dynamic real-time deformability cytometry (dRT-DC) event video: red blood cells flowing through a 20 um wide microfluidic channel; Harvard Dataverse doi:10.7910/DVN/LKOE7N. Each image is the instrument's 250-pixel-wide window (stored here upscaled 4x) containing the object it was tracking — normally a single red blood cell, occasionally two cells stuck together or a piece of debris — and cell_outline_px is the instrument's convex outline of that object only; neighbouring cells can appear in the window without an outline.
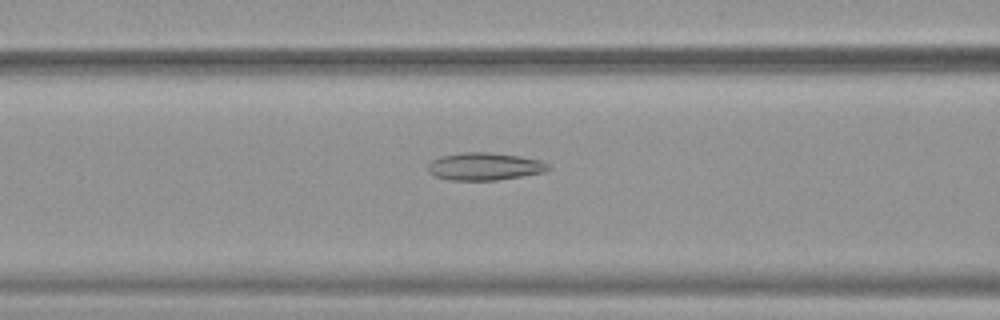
{"species": "common noctule bat (a hibernating species)", "species_latin": "Nyctalus noctula", "temperature_condition": "warm", "stored_images_in_passage": 30, "camera_frame_rate_fps": 3000, "um_per_image_px": 0.085, "animal": {"sex": "female", "body_mass_g": 19.9}, "frame": {"image": 1, "passage_image": 12, "time_ms": 3.667, "image_size_px": [1000, 320], "cell_outline_px": [[548, 168], [544, 172], [496, 180], [448, 180], [436, 176], [428, 172], [428, 164], [432, 160], [440, 156], [460, 152], [488, 152], [520, 156], [540, 160], [548, 164]], "centroid_in_image_um": [41.14, 14.14], "position_along_channel_um": 125.5, "area_um2": 19.25}}
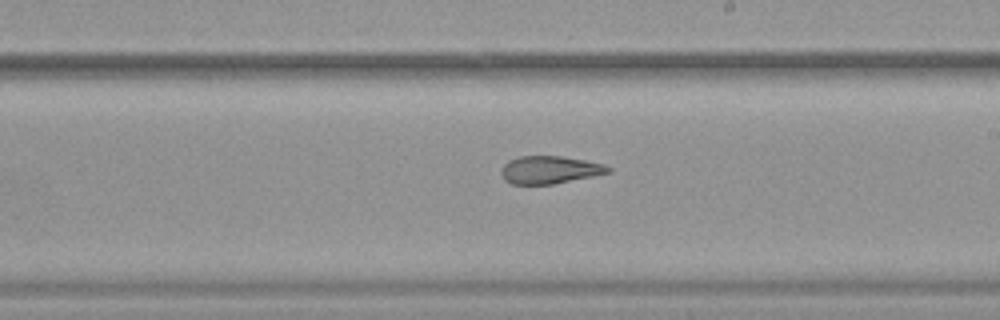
{"frame": {"image": 2, "passage_image": 21, "time_ms": 6.667, "image_size_px": [1000, 320], "cell_outline_px": [[612, 168], [608, 172], [592, 176], [552, 184], [512, 184], [504, 180], [500, 172], [504, 164], [508, 160], [520, 156], [560, 156], [584, 160], [604, 164]], "centroid_in_image_um": [46.68, 14.43], "position_along_channel_um": 242.3, "area_um2": 17.11}}
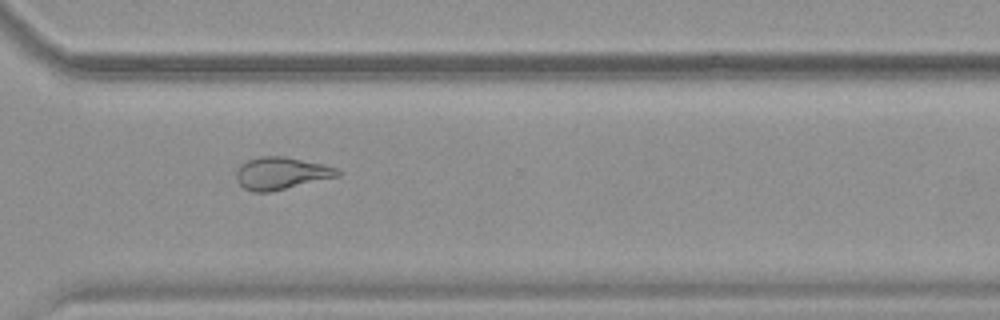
{"frame": {"image": 3, "passage_image": 29, "time_ms": 9.333, "image_size_px": [1000, 320], "cell_outline_px": [[340, 176], [272, 192], [252, 192], [244, 188], [236, 180], [236, 172], [240, 164], [248, 160], [260, 156], [284, 156], [324, 164], [336, 168], [340, 172]], "centroid_in_image_um": [23.9, 14.73], "position_along_channel_um": 346.7, "area_um2": 19.25}}